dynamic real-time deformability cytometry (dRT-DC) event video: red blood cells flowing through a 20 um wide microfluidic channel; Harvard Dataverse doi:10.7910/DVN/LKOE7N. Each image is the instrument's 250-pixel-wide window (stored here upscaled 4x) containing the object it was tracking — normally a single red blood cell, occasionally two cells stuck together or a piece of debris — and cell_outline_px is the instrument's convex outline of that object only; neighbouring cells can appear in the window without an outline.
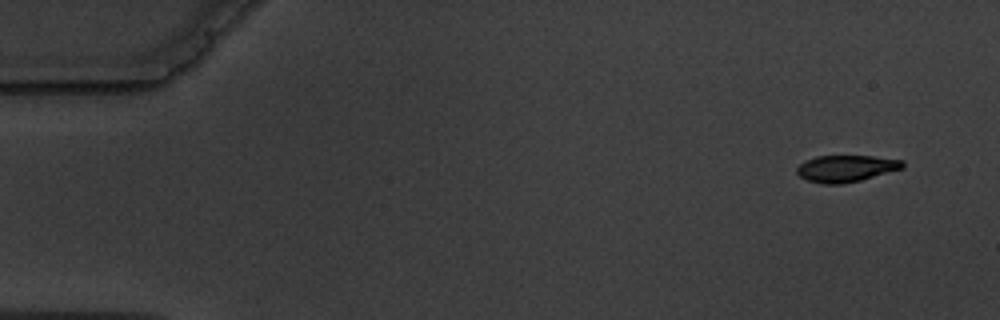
{"species": "common noctule bat (a hibernating species)", "species_latin": "Nyctalus noctula", "temperature_condition": "warm", "stored_images_in_passage": 8, "camera_frame_rate_fps": 3000, "um_per_image_px": 0.085, "animal": {"sex": "male", "body_mass_g": 19.5, "forearm_length_mm": 54.6}, "frame": {"image": 1, "passage_image": 1, "time_ms": 0.0, "image_size_px": [1000, 320], "cell_outline_px": [[904, 168], [860, 180], [844, 184], [824, 184], [808, 180], [800, 176], [796, 172], [796, 168], [804, 160], [816, 156], [872, 156], [904, 160]], "centroid_in_image_um": [71.91, 14.31], "position_along_channel_um": 13.1, "area_um2": 16.47}}
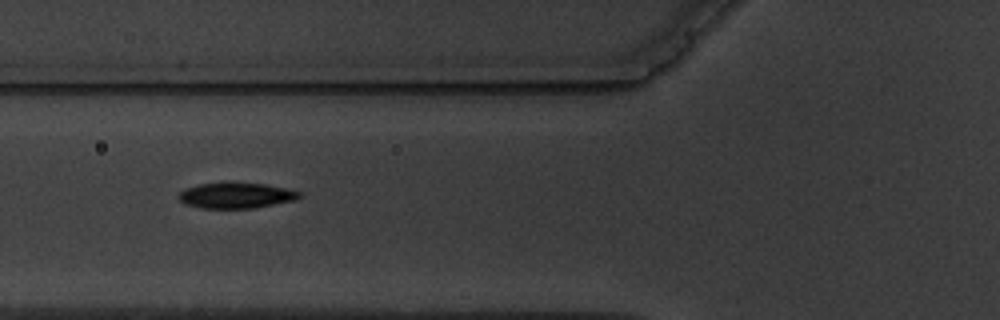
{"frame": {"image": 2, "passage_image": 6, "time_ms": 6.0, "image_size_px": [1000, 320], "cell_outline_px": [[304, 196], [296, 200], [252, 208], [200, 208], [184, 204], [180, 200], [180, 192], [184, 188], [200, 184], [224, 180], [264, 184], [284, 188], [300, 192]], "centroid_in_image_um": [20.05, 16.58], "position_along_channel_um": 105.7, "area_um2": 18.5}}
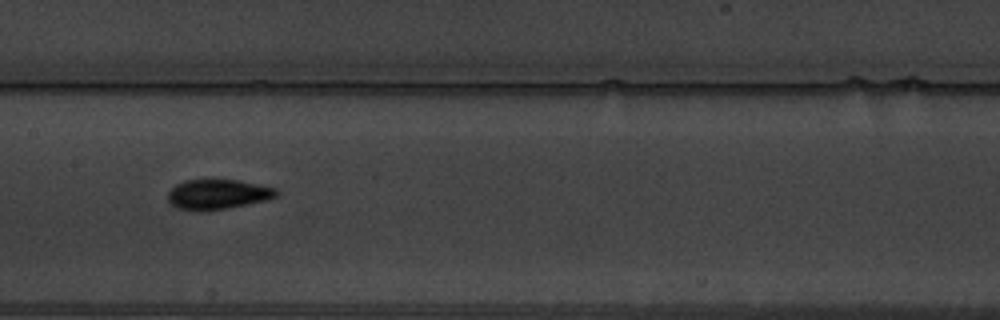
{"frame": {"image": 3, "passage_image": 8, "time_ms": 8.333, "image_size_px": [1000, 320], "cell_outline_px": [[280, 192], [276, 196], [268, 200], [228, 208], [204, 212], [196, 212], [176, 208], [168, 200], [168, 192], [176, 184], [184, 180], [236, 180], [276, 188]], "centroid_in_image_um": [18.49, 16.54], "position_along_channel_um": 188.9, "area_um2": 19.13}}